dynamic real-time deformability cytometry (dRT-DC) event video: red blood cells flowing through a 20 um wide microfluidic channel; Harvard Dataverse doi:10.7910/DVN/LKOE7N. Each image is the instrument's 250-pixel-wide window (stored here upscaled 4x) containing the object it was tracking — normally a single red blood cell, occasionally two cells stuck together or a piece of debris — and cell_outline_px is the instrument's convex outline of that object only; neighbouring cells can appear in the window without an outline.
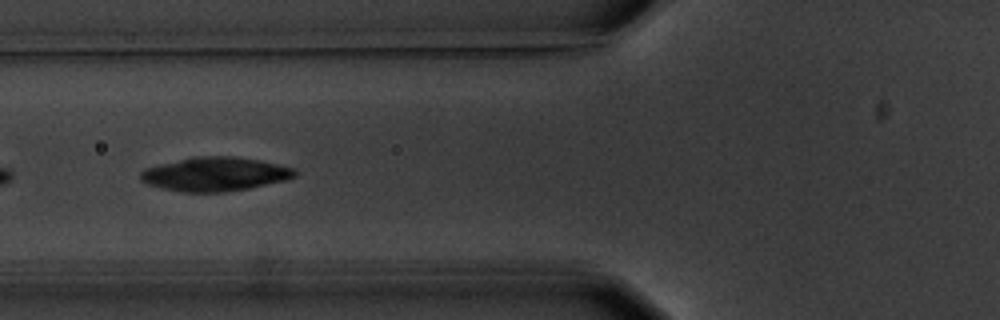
{"species": "common noctule bat (a hibernating species)", "species_latin": "Nyctalus noctula", "temperature_condition": "warm", "stored_images_in_passage": 7, "camera_frame_rate_fps": 3000, "um_per_image_px": 0.085, "animal": {"sex": "male", "body_mass_g": 20.1, "forearm_length_mm": 53.5}, "frame": {"image": 1, "passage_image": 7, "time_ms": 7.0, "image_size_px": [1000, 320], "cell_outline_px": [[300, 172], [296, 176], [288, 180], [248, 188], [224, 192], [180, 192], [160, 188], [148, 184], [140, 180], [140, 172], [144, 168], [192, 156], [236, 156], [260, 160], [296, 168]], "centroid_in_image_um": [18.31, 14.79], "position_along_channel_um": 107.5, "area_um2": 30.92}}